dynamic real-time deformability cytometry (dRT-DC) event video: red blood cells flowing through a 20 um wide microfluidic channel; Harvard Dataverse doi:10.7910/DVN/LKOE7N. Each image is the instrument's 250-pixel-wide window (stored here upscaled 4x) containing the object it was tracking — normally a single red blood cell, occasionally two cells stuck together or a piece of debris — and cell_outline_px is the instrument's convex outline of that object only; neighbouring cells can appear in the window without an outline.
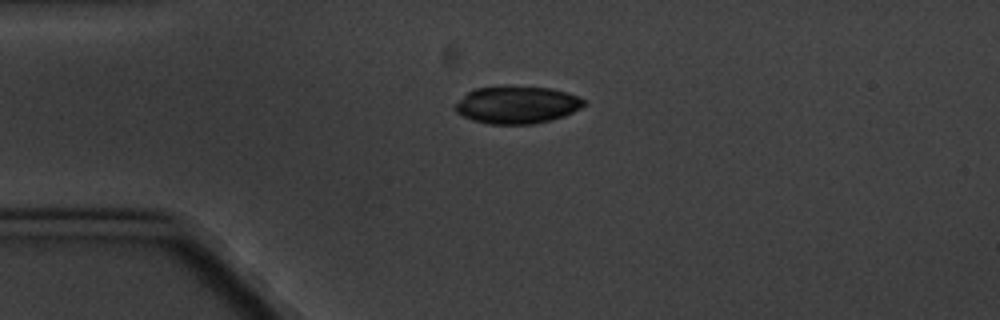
{"species": "common noctule bat (a hibernating species)", "species_latin": "Nyctalus noctula", "temperature_condition": "cold", "stored_images_in_passage": 3, "camera_frame_rate_fps": 3000, "um_per_image_px": 0.085, "animal": {"sex": "male", "body_mass_g": 20.1, "forearm_length_mm": 53.5}, "frame": {"image": 1, "passage_image": 1, "time_ms": 0.0, "image_size_px": [1000, 320], "cell_outline_px": [[588, 104], [564, 116], [552, 120], [532, 124], [488, 124], [472, 120], [456, 112], [452, 108], [468, 92], [476, 88], [552, 88], [576, 96], [584, 100]], "centroid_in_image_um": [43.95, 8.95], "position_along_channel_um": 41.1, "area_um2": 27.4}}